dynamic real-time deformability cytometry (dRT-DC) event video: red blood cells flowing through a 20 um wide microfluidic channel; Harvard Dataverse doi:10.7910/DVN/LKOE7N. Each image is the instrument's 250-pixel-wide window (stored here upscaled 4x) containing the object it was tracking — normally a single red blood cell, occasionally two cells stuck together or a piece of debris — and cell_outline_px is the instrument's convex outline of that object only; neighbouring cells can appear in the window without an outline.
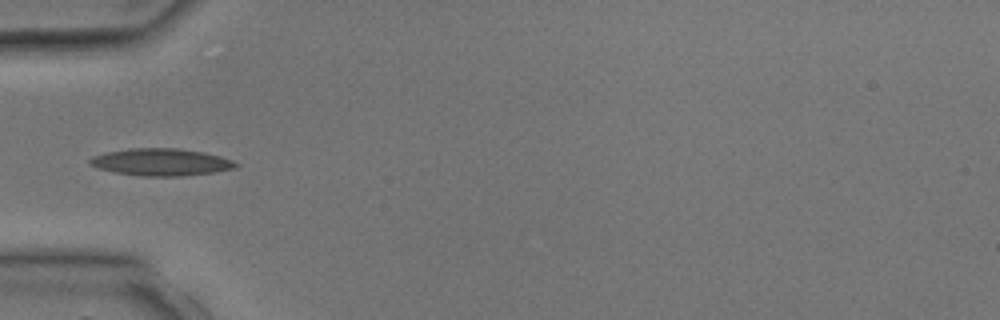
{"species": "common noctule bat (a hibernating species)", "species_latin": "Nyctalus noctula", "temperature_condition": "room temperature", "stored_images_in_passage": 2, "camera_frame_rate_fps": 3000, "um_per_image_px": 0.085, "animal": {"sex": "male", "body_mass_g": 17.9, "forearm_length_mm": 54.2}, "frame": {"image": 1, "passage_image": 2, "time_ms": 1.333, "image_size_px": [1000, 320], "cell_outline_px": [[240, 164], [236, 168], [216, 172], [180, 176], [144, 176], [116, 172], [96, 168], [88, 164], [88, 160], [92, 156], [108, 152], [128, 148], [180, 148], [204, 152], [220, 156], [232, 160]], "centroid_in_image_um": [13.7, 13.77], "position_along_channel_um": 71.3, "area_um2": 23.24}}